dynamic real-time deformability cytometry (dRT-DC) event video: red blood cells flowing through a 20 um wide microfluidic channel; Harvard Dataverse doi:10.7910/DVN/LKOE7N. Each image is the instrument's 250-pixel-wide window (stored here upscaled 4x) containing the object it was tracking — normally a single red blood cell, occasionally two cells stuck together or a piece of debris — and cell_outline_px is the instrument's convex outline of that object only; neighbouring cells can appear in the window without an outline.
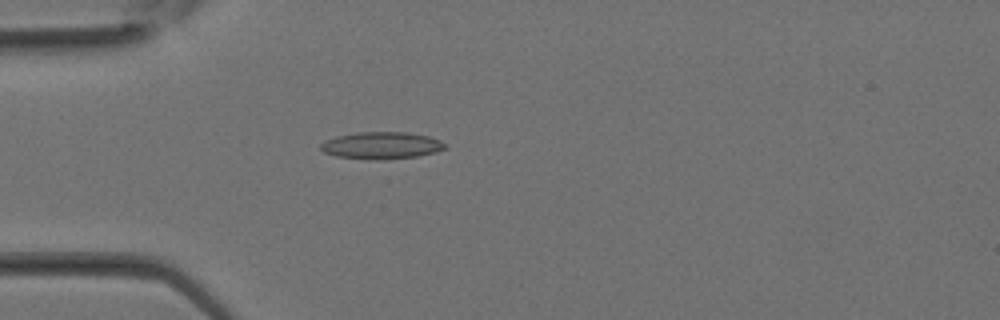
{"species": "Egyptian fruit bat (a non-hibernating species)", "species_latin": "Rousettus aegyptiacus", "temperature_condition": "room temperature", "stored_images_in_passage": 34, "camera_frame_rate_fps": 3000, "um_per_image_px": 0.085, "animal": {"sex": "female"}, "frame": {"image": 1, "passage_image": 10, "time_ms": 3.0, "image_size_px": [1000, 320], "cell_outline_px": [[448, 148], [436, 152], [416, 156], [376, 160], [372, 160], [336, 156], [324, 152], [320, 148], [320, 144], [324, 140], [336, 136], [356, 132], [408, 132], [428, 136], [440, 140]], "centroid_in_image_um": [32.4, 12.36], "position_along_channel_um": 52.6, "area_um2": 19.65}}
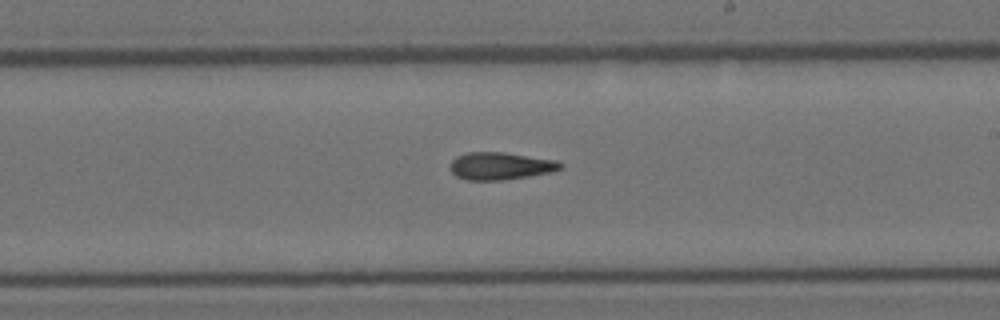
{"frame": {"image": 2, "passage_image": 20, "time_ms": 6.333, "image_size_px": [1000, 320], "cell_outline_px": [[564, 168], [552, 172], [528, 176], [500, 180], [468, 180], [456, 176], [448, 168], [452, 160], [456, 156], [468, 152], [504, 152], [556, 160], [564, 164]], "centroid_in_image_um": [42.54, 14.1], "position_along_channel_um": 246.5, "area_um2": 17.74}}
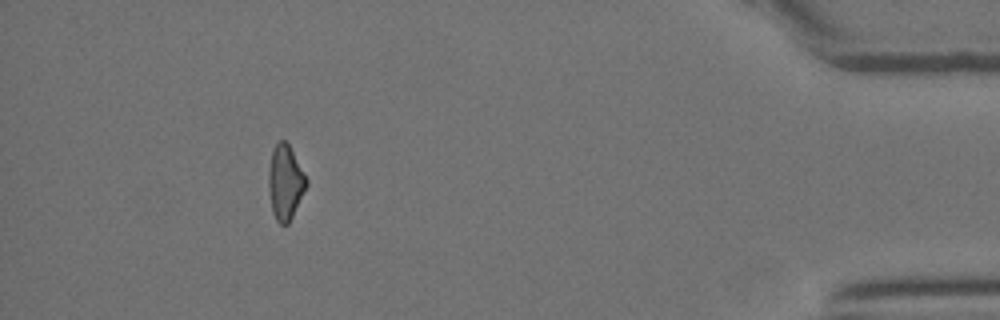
{"frame": {"image": 3, "passage_image": 31, "time_ms": 10.0, "image_size_px": [1000, 320], "cell_outline_px": [[308, 184], [288, 224], [280, 224], [276, 220], [272, 212], [268, 188], [268, 168], [272, 148], [280, 140], [284, 140], [288, 144], [308, 180]], "centroid_in_image_um": [24.22, 15.5], "position_along_channel_um": 411.0, "area_um2": 16.42}}